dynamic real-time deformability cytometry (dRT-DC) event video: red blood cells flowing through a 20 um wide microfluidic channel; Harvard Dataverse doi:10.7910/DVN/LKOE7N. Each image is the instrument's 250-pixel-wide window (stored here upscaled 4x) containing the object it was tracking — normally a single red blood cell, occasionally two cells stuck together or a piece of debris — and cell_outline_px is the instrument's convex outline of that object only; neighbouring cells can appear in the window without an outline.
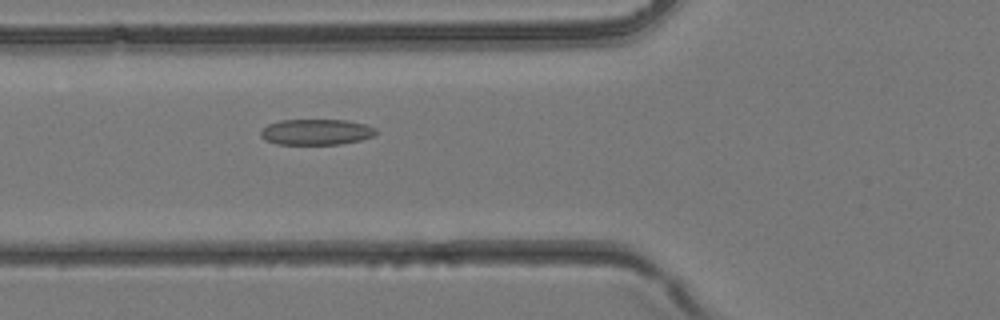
{"species": "common noctule bat (a hibernating species)", "species_latin": "Nyctalus noctula", "temperature_condition": "room temperature", "stored_images_in_passage": 3, "camera_frame_rate_fps": 3000, "um_per_image_px": 0.085, "animal": {"sex": "female", "body_mass_g": 24.6, "forearm_length_mm": 56.2}, "frame": {"image": 1, "passage_image": 3, "time_ms": 0.667, "image_size_px": [1000, 320], "cell_outline_px": [[376, 132], [372, 136], [360, 140], [340, 144], [276, 144], [260, 136], [260, 132], [268, 124], [280, 120], [344, 120], [364, 124], [376, 128]], "centroid_in_image_um": [26.87, 11.22], "position_along_channel_um": 98.9, "area_um2": 17.11}}